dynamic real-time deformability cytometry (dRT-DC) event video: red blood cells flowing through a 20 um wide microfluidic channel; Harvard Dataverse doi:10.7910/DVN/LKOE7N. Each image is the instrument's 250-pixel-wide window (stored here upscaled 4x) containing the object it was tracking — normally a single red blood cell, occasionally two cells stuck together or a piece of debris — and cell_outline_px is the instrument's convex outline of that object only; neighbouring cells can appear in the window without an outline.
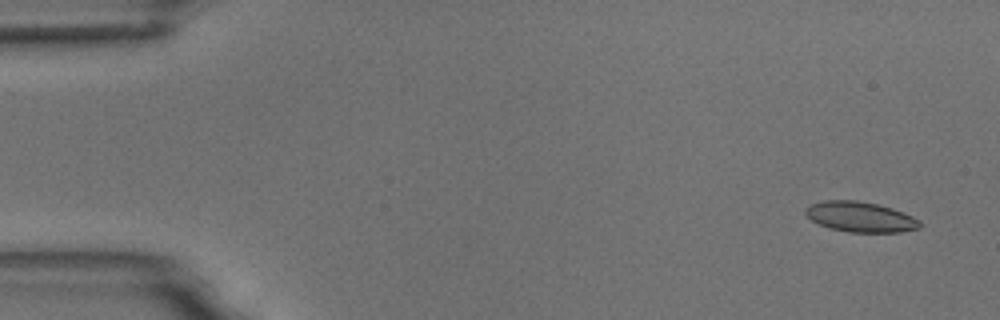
{"species": "common noctule bat (a hibernating species)", "species_latin": "Nyctalus noctula", "temperature_condition": "room temperature", "stored_images_in_passage": 4, "camera_frame_rate_fps": 3000, "um_per_image_px": 0.085, "animal": {"sex": "male", "body_mass_g": 18.8}, "frame": {"image": 1, "passage_image": 1, "time_ms": 0.0, "image_size_px": [1000, 320], "cell_outline_px": [[920, 228], [900, 232], [848, 232], [828, 228], [812, 220], [804, 212], [804, 208], [808, 204], [824, 200], [856, 200], [876, 204], [892, 208], [912, 216], [920, 220]], "centroid_in_image_um": [73.1, 18.43], "position_along_channel_um": 11.9, "area_um2": 20.23}}
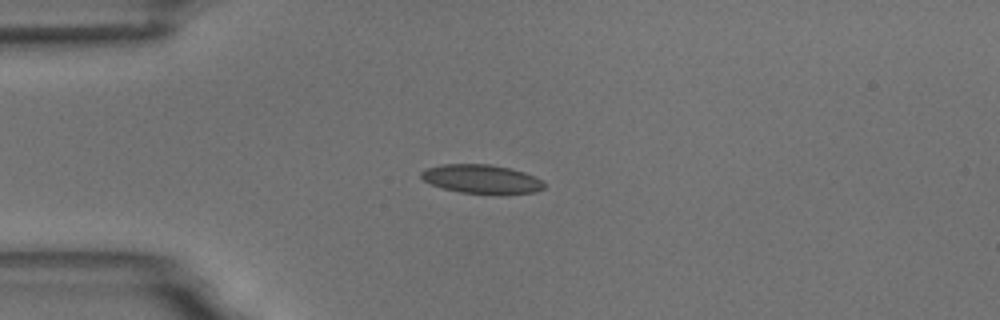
{"frame": {"image": 2, "passage_image": 4, "time_ms": 3.667, "image_size_px": [1000, 320], "cell_outline_px": [[544, 188], [536, 192], [504, 196], [500, 196], [460, 192], [444, 188], [432, 184], [424, 180], [420, 176], [420, 172], [424, 168], [440, 164], [488, 164], [512, 168], [536, 176], [544, 180]], "centroid_in_image_um": [41.0, 15.24], "position_along_channel_um": 44.0, "area_um2": 21.44}}